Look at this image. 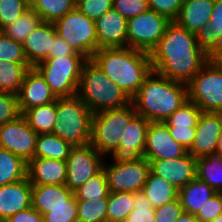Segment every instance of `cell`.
<instances>
[{"label":"cell","mask_w":222,"mask_h":222,"mask_svg":"<svg viewBox=\"0 0 222 222\" xmlns=\"http://www.w3.org/2000/svg\"><path fill=\"white\" fill-rule=\"evenodd\" d=\"M77 95L88 106L92 114L112 109H120L131 104V99L122 89L90 59L81 72Z\"/></svg>","instance_id":"277c9868"},{"label":"cell","mask_w":222,"mask_h":222,"mask_svg":"<svg viewBox=\"0 0 222 222\" xmlns=\"http://www.w3.org/2000/svg\"><path fill=\"white\" fill-rule=\"evenodd\" d=\"M183 0H148L149 10L175 21L180 13Z\"/></svg>","instance_id":"bcb514c9"},{"label":"cell","mask_w":222,"mask_h":222,"mask_svg":"<svg viewBox=\"0 0 222 222\" xmlns=\"http://www.w3.org/2000/svg\"><path fill=\"white\" fill-rule=\"evenodd\" d=\"M21 115L17 94L0 91V125L11 122Z\"/></svg>","instance_id":"7bdbcfd3"},{"label":"cell","mask_w":222,"mask_h":222,"mask_svg":"<svg viewBox=\"0 0 222 222\" xmlns=\"http://www.w3.org/2000/svg\"><path fill=\"white\" fill-rule=\"evenodd\" d=\"M113 8L126 19L149 10L148 0H113Z\"/></svg>","instance_id":"f6af8a7d"},{"label":"cell","mask_w":222,"mask_h":222,"mask_svg":"<svg viewBox=\"0 0 222 222\" xmlns=\"http://www.w3.org/2000/svg\"><path fill=\"white\" fill-rule=\"evenodd\" d=\"M55 119L52 134L73 147L90 144L92 112L78 95L57 97Z\"/></svg>","instance_id":"5b68a950"},{"label":"cell","mask_w":222,"mask_h":222,"mask_svg":"<svg viewBox=\"0 0 222 222\" xmlns=\"http://www.w3.org/2000/svg\"><path fill=\"white\" fill-rule=\"evenodd\" d=\"M98 50L127 47V19L114 8L95 20Z\"/></svg>","instance_id":"d6986e66"},{"label":"cell","mask_w":222,"mask_h":222,"mask_svg":"<svg viewBox=\"0 0 222 222\" xmlns=\"http://www.w3.org/2000/svg\"><path fill=\"white\" fill-rule=\"evenodd\" d=\"M30 7L42 21L54 23L76 8V0H36Z\"/></svg>","instance_id":"d6a6232c"},{"label":"cell","mask_w":222,"mask_h":222,"mask_svg":"<svg viewBox=\"0 0 222 222\" xmlns=\"http://www.w3.org/2000/svg\"><path fill=\"white\" fill-rule=\"evenodd\" d=\"M196 160L187 152L177 158L147 161L153 174L165 178L179 190L196 178Z\"/></svg>","instance_id":"e0dca14e"},{"label":"cell","mask_w":222,"mask_h":222,"mask_svg":"<svg viewBox=\"0 0 222 222\" xmlns=\"http://www.w3.org/2000/svg\"><path fill=\"white\" fill-rule=\"evenodd\" d=\"M214 3L215 0H183L175 22L189 32L196 33L209 24Z\"/></svg>","instance_id":"cb8c5ba5"},{"label":"cell","mask_w":222,"mask_h":222,"mask_svg":"<svg viewBox=\"0 0 222 222\" xmlns=\"http://www.w3.org/2000/svg\"><path fill=\"white\" fill-rule=\"evenodd\" d=\"M103 169L107 179L109 192L142 191L150 172V163L141 157L137 161L114 162L106 165Z\"/></svg>","instance_id":"8fae6325"},{"label":"cell","mask_w":222,"mask_h":222,"mask_svg":"<svg viewBox=\"0 0 222 222\" xmlns=\"http://www.w3.org/2000/svg\"><path fill=\"white\" fill-rule=\"evenodd\" d=\"M17 96L21 114L30 108L46 105L57 100L50 86L34 67L26 72Z\"/></svg>","instance_id":"ac0fdd59"},{"label":"cell","mask_w":222,"mask_h":222,"mask_svg":"<svg viewBox=\"0 0 222 222\" xmlns=\"http://www.w3.org/2000/svg\"><path fill=\"white\" fill-rule=\"evenodd\" d=\"M210 222H222V213L218 215L214 220H211Z\"/></svg>","instance_id":"11a10c76"},{"label":"cell","mask_w":222,"mask_h":222,"mask_svg":"<svg viewBox=\"0 0 222 222\" xmlns=\"http://www.w3.org/2000/svg\"><path fill=\"white\" fill-rule=\"evenodd\" d=\"M136 114L132 103L124 108L92 114L90 144L103 156L112 153L118 148L124 126L129 125Z\"/></svg>","instance_id":"8992f818"},{"label":"cell","mask_w":222,"mask_h":222,"mask_svg":"<svg viewBox=\"0 0 222 222\" xmlns=\"http://www.w3.org/2000/svg\"><path fill=\"white\" fill-rule=\"evenodd\" d=\"M54 26L62 39L87 60L98 51L95 21L87 18L76 8L56 20Z\"/></svg>","instance_id":"9c48e42d"},{"label":"cell","mask_w":222,"mask_h":222,"mask_svg":"<svg viewBox=\"0 0 222 222\" xmlns=\"http://www.w3.org/2000/svg\"><path fill=\"white\" fill-rule=\"evenodd\" d=\"M149 124V120L136 114L129 125L124 126L118 148L110 153L112 162L137 161L143 157Z\"/></svg>","instance_id":"5bb4252c"},{"label":"cell","mask_w":222,"mask_h":222,"mask_svg":"<svg viewBox=\"0 0 222 222\" xmlns=\"http://www.w3.org/2000/svg\"><path fill=\"white\" fill-rule=\"evenodd\" d=\"M0 61L28 63L23 43L14 41L0 31Z\"/></svg>","instance_id":"60d3db41"},{"label":"cell","mask_w":222,"mask_h":222,"mask_svg":"<svg viewBox=\"0 0 222 222\" xmlns=\"http://www.w3.org/2000/svg\"><path fill=\"white\" fill-rule=\"evenodd\" d=\"M195 37L211 58H222V0H215L209 24L201 27Z\"/></svg>","instance_id":"603a6c76"},{"label":"cell","mask_w":222,"mask_h":222,"mask_svg":"<svg viewBox=\"0 0 222 222\" xmlns=\"http://www.w3.org/2000/svg\"><path fill=\"white\" fill-rule=\"evenodd\" d=\"M216 154L222 156V133H221V135H220V137L218 138V141H217Z\"/></svg>","instance_id":"db71d44e"},{"label":"cell","mask_w":222,"mask_h":222,"mask_svg":"<svg viewBox=\"0 0 222 222\" xmlns=\"http://www.w3.org/2000/svg\"><path fill=\"white\" fill-rule=\"evenodd\" d=\"M65 56H82L78 54L72 46H70L59 35H56L52 49L48 58L65 57Z\"/></svg>","instance_id":"f907efd6"},{"label":"cell","mask_w":222,"mask_h":222,"mask_svg":"<svg viewBox=\"0 0 222 222\" xmlns=\"http://www.w3.org/2000/svg\"><path fill=\"white\" fill-rule=\"evenodd\" d=\"M187 87L188 100L202 112L222 113V58H211Z\"/></svg>","instance_id":"ba28073f"},{"label":"cell","mask_w":222,"mask_h":222,"mask_svg":"<svg viewBox=\"0 0 222 222\" xmlns=\"http://www.w3.org/2000/svg\"><path fill=\"white\" fill-rule=\"evenodd\" d=\"M56 35L54 24L44 21L29 34L23 42V49L30 67H35L49 57Z\"/></svg>","instance_id":"44dd1931"},{"label":"cell","mask_w":222,"mask_h":222,"mask_svg":"<svg viewBox=\"0 0 222 222\" xmlns=\"http://www.w3.org/2000/svg\"><path fill=\"white\" fill-rule=\"evenodd\" d=\"M30 6L36 1V0H25Z\"/></svg>","instance_id":"9f6ffc18"},{"label":"cell","mask_w":222,"mask_h":222,"mask_svg":"<svg viewBox=\"0 0 222 222\" xmlns=\"http://www.w3.org/2000/svg\"><path fill=\"white\" fill-rule=\"evenodd\" d=\"M196 177L222 193V156L218 154L196 160Z\"/></svg>","instance_id":"4dcf8cb0"},{"label":"cell","mask_w":222,"mask_h":222,"mask_svg":"<svg viewBox=\"0 0 222 222\" xmlns=\"http://www.w3.org/2000/svg\"><path fill=\"white\" fill-rule=\"evenodd\" d=\"M27 167L23 158L0 147V186L25 179Z\"/></svg>","instance_id":"f1b7e54d"},{"label":"cell","mask_w":222,"mask_h":222,"mask_svg":"<svg viewBox=\"0 0 222 222\" xmlns=\"http://www.w3.org/2000/svg\"><path fill=\"white\" fill-rule=\"evenodd\" d=\"M30 5L25 0H0V31L22 16Z\"/></svg>","instance_id":"ab89813d"},{"label":"cell","mask_w":222,"mask_h":222,"mask_svg":"<svg viewBox=\"0 0 222 222\" xmlns=\"http://www.w3.org/2000/svg\"><path fill=\"white\" fill-rule=\"evenodd\" d=\"M103 157L91 144L73 147L66 160L67 174L65 185L71 191H74L86 183L103 169Z\"/></svg>","instance_id":"7c38bea8"},{"label":"cell","mask_w":222,"mask_h":222,"mask_svg":"<svg viewBox=\"0 0 222 222\" xmlns=\"http://www.w3.org/2000/svg\"><path fill=\"white\" fill-rule=\"evenodd\" d=\"M22 115L38 135L52 133L56 123V101L30 108Z\"/></svg>","instance_id":"f546056e"},{"label":"cell","mask_w":222,"mask_h":222,"mask_svg":"<svg viewBox=\"0 0 222 222\" xmlns=\"http://www.w3.org/2000/svg\"><path fill=\"white\" fill-rule=\"evenodd\" d=\"M176 222H200L196 215L183 212Z\"/></svg>","instance_id":"f5cc1de1"},{"label":"cell","mask_w":222,"mask_h":222,"mask_svg":"<svg viewBox=\"0 0 222 222\" xmlns=\"http://www.w3.org/2000/svg\"><path fill=\"white\" fill-rule=\"evenodd\" d=\"M215 193L209 184L196 177L178 190V199L184 212L197 215L205 202Z\"/></svg>","instance_id":"484cf974"},{"label":"cell","mask_w":222,"mask_h":222,"mask_svg":"<svg viewBox=\"0 0 222 222\" xmlns=\"http://www.w3.org/2000/svg\"><path fill=\"white\" fill-rule=\"evenodd\" d=\"M171 22L152 10L127 19V47L150 54Z\"/></svg>","instance_id":"30bf717a"},{"label":"cell","mask_w":222,"mask_h":222,"mask_svg":"<svg viewBox=\"0 0 222 222\" xmlns=\"http://www.w3.org/2000/svg\"><path fill=\"white\" fill-rule=\"evenodd\" d=\"M29 63L0 61V91L18 94Z\"/></svg>","instance_id":"1f68e13d"},{"label":"cell","mask_w":222,"mask_h":222,"mask_svg":"<svg viewBox=\"0 0 222 222\" xmlns=\"http://www.w3.org/2000/svg\"><path fill=\"white\" fill-rule=\"evenodd\" d=\"M73 146L55 134H39L34 158H47L66 161Z\"/></svg>","instance_id":"83f0119b"},{"label":"cell","mask_w":222,"mask_h":222,"mask_svg":"<svg viewBox=\"0 0 222 222\" xmlns=\"http://www.w3.org/2000/svg\"><path fill=\"white\" fill-rule=\"evenodd\" d=\"M124 222H155V208L142 191L133 193V210Z\"/></svg>","instance_id":"f35d334b"},{"label":"cell","mask_w":222,"mask_h":222,"mask_svg":"<svg viewBox=\"0 0 222 222\" xmlns=\"http://www.w3.org/2000/svg\"><path fill=\"white\" fill-rule=\"evenodd\" d=\"M201 113V109L194 102L188 100L163 123L166 126L196 127Z\"/></svg>","instance_id":"74e56055"},{"label":"cell","mask_w":222,"mask_h":222,"mask_svg":"<svg viewBox=\"0 0 222 222\" xmlns=\"http://www.w3.org/2000/svg\"><path fill=\"white\" fill-rule=\"evenodd\" d=\"M108 198L84 201L77 200L78 222H107Z\"/></svg>","instance_id":"8d00e7d4"},{"label":"cell","mask_w":222,"mask_h":222,"mask_svg":"<svg viewBox=\"0 0 222 222\" xmlns=\"http://www.w3.org/2000/svg\"><path fill=\"white\" fill-rule=\"evenodd\" d=\"M222 213V193L216 192L202 206L196 217L200 222H210Z\"/></svg>","instance_id":"7dc6e473"},{"label":"cell","mask_w":222,"mask_h":222,"mask_svg":"<svg viewBox=\"0 0 222 222\" xmlns=\"http://www.w3.org/2000/svg\"><path fill=\"white\" fill-rule=\"evenodd\" d=\"M32 184L26 177L21 181L0 186V221L32 206Z\"/></svg>","instance_id":"ffe728a7"},{"label":"cell","mask_w":222,"mask_h":222,"mask_svg":"<svg viewBox=\"0 0 222 222\" xmlns=\"http://www.w3.org/2000/svg\"><path fill=\"white\" fill-rule=\"evenodd\" d=\"M179 199L155 209V222H176L183 213Z\"/></svg>","instance_id":"c3c4849f"},{"label":"cell","mask_w":222,"mask_h":222,"mask_svg":"<svg viewBox=\"0 0 222 222\" xmlns=\"http://www.w3.org/2000/svg\"><path fill=\"white\" fill-rule=\"evenodd\" d=\"M142 192L155 209L178 199V189L165 178L157 176L151 171L148 174Z\"/></svg>","instance_id":"4316f807"},{"label":"cell","mask_w":222,"mask_h":222,"mask_svg":"<svg viewBox=\"0 0 222 222\" xmlns=\"http://www.w3.org/2000/svg\"><path fill=\"white\" fill-rule=\"evenodd\" d=\"M221 133L222 113L202 112L197 122L194 142L188 153L196 159L216 154Z\"/></svg>","instance_id":"2e32d148"},{"label":"cell","mask_w":222,"mask_h":222,"mask_svg":"<svg viewBox=\"0 0 222 222\" xmlns=\"http://www.w3.org/2000/svg\"><path fill=\"white\" fill-rule=\"evenodd\" d=\"M112 8L113 0H76V9L94 21Z\"/></svg>","instance_id":"ee69618b"},{"label":"cell","mask_w":222,"mask_h":222,"mask_svg":"<svg viewBox=\"0 0 222 222\" xmlns=\"http://www.w3.org/2000/svg\"><path fill=\"white\" fill-rule=\"evenodd\" d=\"M73 196V191L66 185H32V207L41 215L51 207L69 206Z\"/></svg>","instance_id":"d4e9b609"},{"label":"cell","mask_w":222,"mask_h":222,"mask_svg":"<svg viewBox=\"0 0 222 222\" xmlns=\"http://www.w3.org/2000/svg\"><path fill=\"white\" fill-rule=\"evenodd\" d=\"M188 150L177 143L163 122H150L143 157L147 160L171 159L184 156Z\"/></svg>","instance_id":"9a60e30c"},{"label":"cell","mask_w":222,"mask_h":222,"mask_svg":"<svg viewBox=\"0 0 222 222\" xmlns=\"http://www.w3.org/2000/svg\"><path fill=\"white\" fill-rule=\"evenodd\" d=\"M92 60L130 99L152 72L150 54L130 47L101 48Z\"/></svg>","instance_id":"7a4b0ae2"},{"label":"cell","mask_w":222,"mask_h":222,"mask_svg":"<svg viewBox=\"0 0 222 222\" xmlns=\"http://www.w3.org/2000/svg\"><path fill=\"white\" fill-rule=\"evenodd\" d=\"M171 137L189 150L194 142L196 127L167 126Z\"/></svg>","instance_id":"681fc988"},{"label":"cell","mask_w":222,"mask_h":222,"mask_svg":"<svg viewBox=\"0 0 222 222\" xmlns=\"http://www.w3.org/2000/svg\"><path fill=\"white\" fill-rule=\"evenodd\" d=\"M67 162L33 158L28 162L27 177L32 185H65Z\"/></svg>","instance_id":"7402d4cb"},{"label":"cell","mask_w":222,"mask_h":222,"mask_svg":"<svg viewBox=\"0 0 222 222\" xmlns=\"http://www.w3.org/2000/svg\"><path fill=\"white\" fill-rule=\"evenodd\" d=\"M152 70L174 81H189L211 60L199 46L195 33L172 21L150 52Z\"/></svg>","instance_id":"6da1fadb"},{"label":"cell","mask_w":222,"mask_h":222,"mask_svg":"<svg viewBox=\"0 0 222 222\" xmlns=\"http://www.w3.org/2000/svg\"><path fill=\"white\" fill-rule=\"evenodd\" d=\"M43 222H78L75 196L69 200V206L49 208V212L43 215Z\"/></svg>","instance_id":"b9f144b4"},{"label":"cell","mask_w":222,"mask_h":222,"mask_svg":"<svg viewBox=\"0 0 222 222\" xmlns=\"http://www.w3.org/2000/svg\"><path fill=\"white\" fill-rule=\"evenodd\" d=\"M38 134L23 115L0 125V147L23 158L27 163L34 158Z\"/></svg>","instance_id":"4fadbf2b"},{"label":"cell","mask_w":222,"mask_h":222,"mask_svg":"<svg viewBox=\"0 0 222 222\" xmlns=\"http://www.w3.org/2000/svg\"><path fill=\"white\" fill-rule=\"evenodd\" d=\"M84 56L47 58L34 68L41 74L56 97L77 95Z\"/></svg>","instance_id":"52a82bcc"},{"label":"cell","mask_w":222,"mask_h":222,"mask_svg":"<svg viewBox=\"0 0 222 222\" xmlns=\"http://www.w3.org/2000/svg\"><path fill=\"white\" fill-rule=\"evenodd\" d=\"M187 101V84L166 78L153 70L131 99L136 113L150 122H164Z\"/></svg>","instance_id":"3957f363"},{"label":"cell","mask_w":222,"mask_h":222,"mask_svg":"<svg viewBox=\"0 0 222 222\" xmlns=\"http://www.w3.org/2000/svg\"><path fill=\"white\" fill-rule=\"evenodd\" d=\"M41 22L39 14L30 7L15 22L6 26L2 32L14 41L23 43Z\"/></svg>","instance_id":"836d02e7"},{"label":"cell","mask_w":222,"mask_h":222,"mask_svg":"<svg viewBox=\"0 0 222 222\" xmlns=\"http://www.w3.org/2000/svg\"><path fill=\"white\" fill-rule=\"evenodd\" d=\"M4 222H43V215L31 206L8 217Z\"/></svg>","instance_id":"816d5d0a"},{"label":"cell","mask_w":222,"mask_h":222,"mask_svg":"<svg viewBox=\"0 0 222 222\" xmlns=\"http://www.w3.org/2000/svg\"><path fill=\"white\" fill-rule=\"evenodd\" d=\"M133 210V193L109 192L106 212L107 222H124Z\"/></svg>","instance_id":"e575fe53"},{"label":"cell","mask_w":222,"mask_h":222,"mask_svg":"<svg viewBox=\"0 0 222 222\" xmlns=\"http://www.w3.org/2000/svg\"><path fill=\"white\" fill-rule=\"evenodd\" d=\"M73 193L76 200L93 201L108 198L109 189L104 169L75 189Z\"/></svg>","instance_id":"d590c367"}]
</instances>
